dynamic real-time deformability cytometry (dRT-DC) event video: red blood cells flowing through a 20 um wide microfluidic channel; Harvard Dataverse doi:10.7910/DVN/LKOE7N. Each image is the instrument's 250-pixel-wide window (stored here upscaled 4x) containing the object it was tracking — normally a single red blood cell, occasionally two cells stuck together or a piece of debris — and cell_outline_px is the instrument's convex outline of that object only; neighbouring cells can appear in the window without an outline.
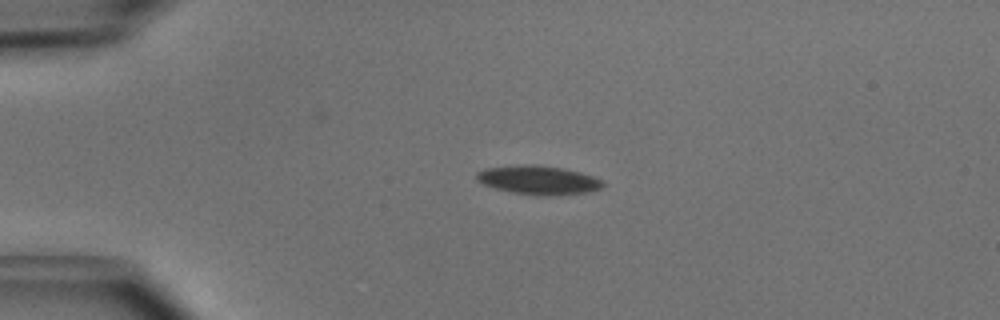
{"species": "common noctule bat (a hibernating species)", "species_latin": "Nyctalus noctula", "temperature_condition": "cold", "stored_images_in_passage": 39, "camera_frame_rate_fps": 3000, "um_per_image_px": 0.085, "animal": {"sex": "male", "body_mass_g": 15.6}, "frame": {"image": 1, "passage_image": 1, "time_ms": 0.0, "image_size_px": [1000, 320], "cell_outline_px": [[604, 184], [600, 188], [588, 192], [512, 192], [496, 188], [484, 184], [476, 180], [476, 172], [484, 168], [524, 164], [536, 164], [564, 168], [580, 172], [604, 180]], "centroid_in_image_um": [45.71, 15.22], "position_along_channel_um": 39.3, "area_um2": 20.11}}
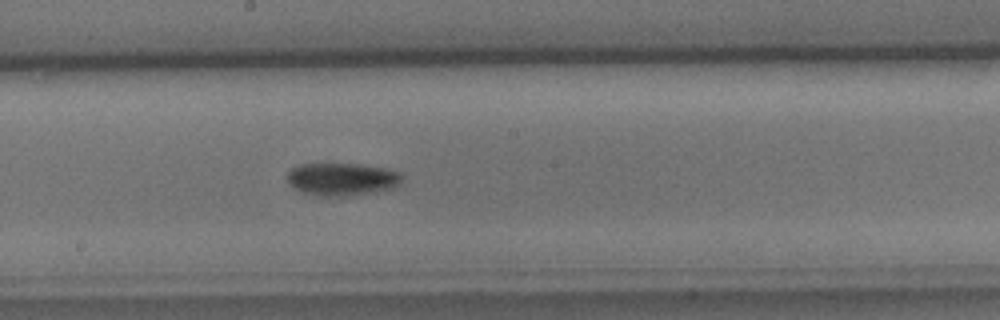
{"frame": {"image": 2, "passage_image": 17, "time_ms": 5.333, "image_size_px": [1000, 320], "cell_outline_px": [[404, 180], [396, 188], [344, 196], [320, 196], [304, 192], [288, 184], [288, 172], [292, 168], [300, 164], [360, 164], [384, 168], [400, 172], [404, 176]], "centroid_in_image_um": [29.12, 15.22], "position_along_channel_um": 219.1, "area_um2": 21.85}}
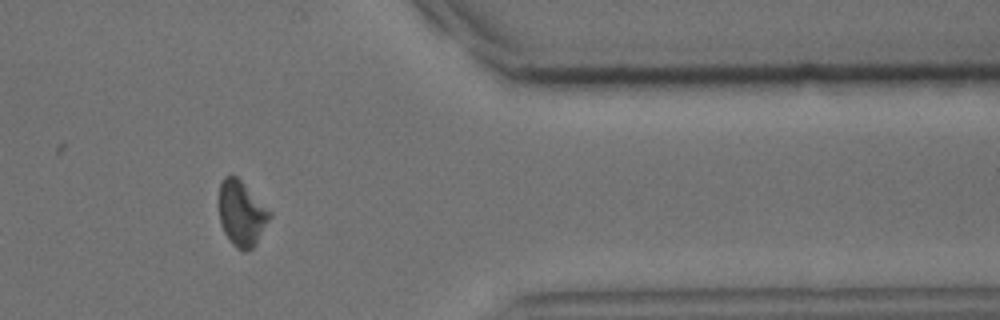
{"frame": {"image": 3, "passage_image": 31, "time_ms": 10.0, "image_size_px": [1000, 320], "cell_outline_px": [[272, 216], [252, 248], [244, 252], [236, 248], [232, 244], [224, 232], [220, 220], [220, 184], [224, 176], [236, 176], [272, 212]], "centroid_in_image_um": [20.55, 18.16], "position_along_channel_um": 390.9, "area_um2": 18.9}, "authors_computed_cell_mechanics": {"area_um2": 20.6346, "velocity_mm_per_s": 4.0245, "shape_relaxation_time_tau1_ms": 2.5113, "shape_relaxation_time_tau2_ms": null, "deformation_change_tau1": 0.0799, "deformation_change_tau2": null}}